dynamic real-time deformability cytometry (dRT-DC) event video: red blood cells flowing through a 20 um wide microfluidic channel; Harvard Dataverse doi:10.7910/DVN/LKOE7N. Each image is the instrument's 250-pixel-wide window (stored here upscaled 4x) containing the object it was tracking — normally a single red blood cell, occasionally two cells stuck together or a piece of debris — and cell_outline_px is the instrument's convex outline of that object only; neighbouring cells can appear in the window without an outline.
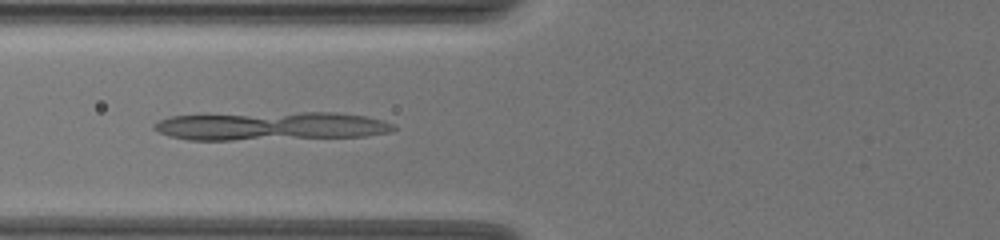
{"species": "common noctule bat (a hibernating species)", "species_latin": "Nyctalus noctula", "temperature_condition": "warm", "stored_images_in_passage": 41, "camera_frame_rate_fps": 3000, "um_per_image_px": 0.085, "animal": {"sex": "female", "body_mass_g": 19.5, "forearm_length_mm": 54.1}, "frame": {"image": 1, "passage_image": 8, "time_ms": 2.333, "image_size_px": [1000, 240], "cell_outline_px": [[396, 128], [392, 132], [364, 136], [232, 140], [188, 140], [168, 136], [152, 128], [152, 124], [168, 116], [300, 112], [336, 112], [364, 116], [384, 120], [396, 124]], "centroid_in_image_um": [23.05, 10.72], "position_along_channel_um": 102.7, "area_um2": 39.77}}
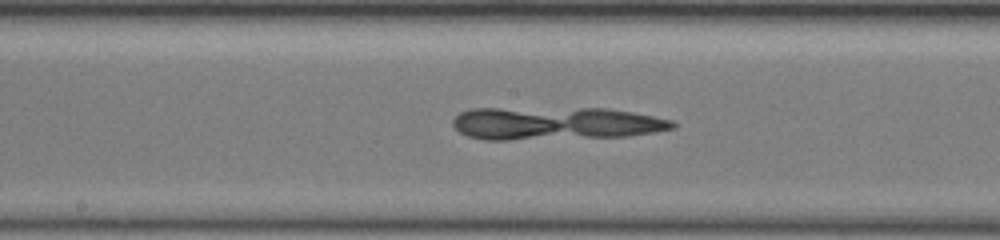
{"frame": {"image": 2, "passage_image": 16, "time_ms": 5.0, "image_size_px": [1000, 240], "cell_outline_px": [[676, 128], [628, 136], [508, 140], [484, 140], [468, 136], [460, 132], [452, 124], [452, 120], [460, 112], [472, 108], [608, 108], [632, 112], [672, 120], [676, 124]], "centroid_in_image_um": [47.19, 10.48], "position_along_channel_um": 201.0, "area_um2": 42.31}}
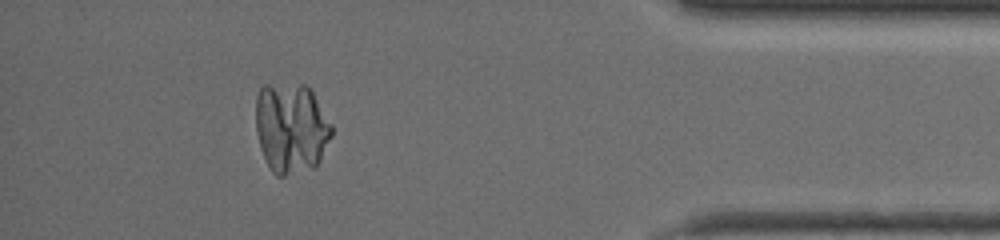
{"frame": {"image": 3, "passage_image": 36, "time_ms": 11.667, "image_size_px": [1000, 240], "cell_outline_px": [[332, 136], [320, 160], [312, 168], [284, 176], [276, 176], [272, 172], [260, 148], [256, 128], [256, 96], [260, 88], [264, 84], [304, 84], [312, 92], [332, 124]], "centroid_in_image_um": [24.74, 10.87], "position_along_channel_um": 410.5, "area_um2": 40.06}}